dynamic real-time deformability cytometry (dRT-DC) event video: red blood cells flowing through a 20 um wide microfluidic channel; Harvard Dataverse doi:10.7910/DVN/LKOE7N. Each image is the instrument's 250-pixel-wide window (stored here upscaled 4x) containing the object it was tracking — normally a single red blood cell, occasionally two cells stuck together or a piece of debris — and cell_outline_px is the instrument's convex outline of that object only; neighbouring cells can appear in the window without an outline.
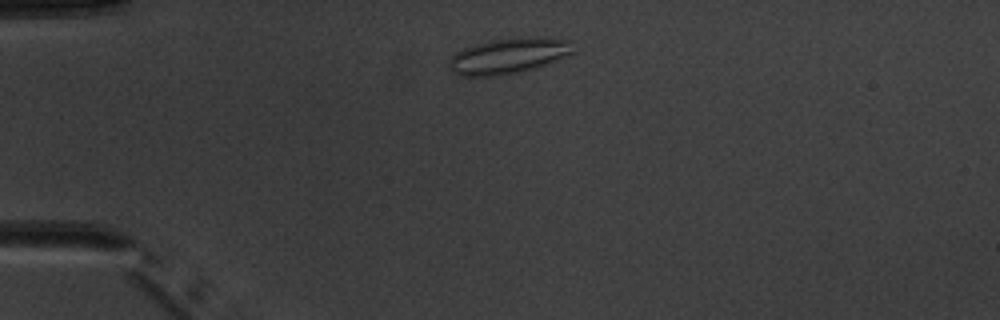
{"species": "common noctule bat (a hibernating species)", "species_latin": "Nyctalus noctula", "temperature_condition": "warm", "stored_images_in_passage": 4, "camera_frame_rate_fps": 3000, "um_per_image_px": 0.085, "animal": {"sex": "male", "body_mass_g": 20.1, "forearm_length_mm": 53.5}, "frame": {"image": 1, "passage_image": 2, "time_ms": 1.0, "image_size_px": [1000, 320], "cell_outline_px": [[576, 52], [568, 56], [548, 64], [524, 72], [500, 76], [460, 76], [452, 72], [448, 64], [448, 60], [456, 52], [464, 48], [488, 40], [524, 36], [548, 36], [572, 40]], "centroid_in_image_um": [43.31, 4.73], "position_along_channel_um": 41.7, "area_um2": 26.82}}
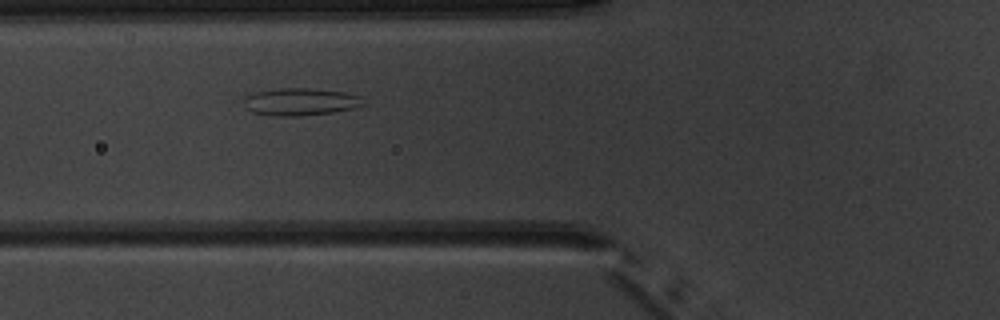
{"frame": {"image": 2, "passage_image": 4, "time_ms": 3.333, "image_size_px": [1000, 320], "cell_outline_px": [[364, 104], [356, 108], [332, 112], [300, 116], [272, 116], [252, 112], [248, 108], [244, 100], [244, 96], [252, 92], [276, 88], [312, 88], [344, 92], [360, 96]], "centroid_in_image_um": [25.51, 8.64], "position_along_channel_um": 100.3, "area_um2": 19.19}}